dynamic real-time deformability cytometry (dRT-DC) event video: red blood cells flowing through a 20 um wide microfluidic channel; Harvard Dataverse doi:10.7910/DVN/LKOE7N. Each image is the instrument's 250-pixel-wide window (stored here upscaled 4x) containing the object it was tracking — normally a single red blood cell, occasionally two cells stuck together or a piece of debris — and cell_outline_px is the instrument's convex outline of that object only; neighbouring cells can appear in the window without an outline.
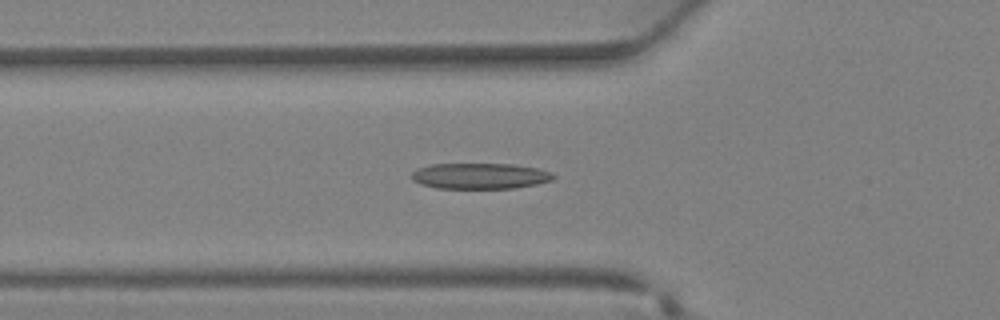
{"species": "Egyptian fruit bat (a non-hibernating species)", "species_latin": "Rousettus aegyptiacus", "temperature_condition": "warm", "stored_images_in_passage": 36, "camera_frame_rate_fps": 3000, "um_per_image_px": 0.085, "animal": {"sex": "female"}, "frame": {"image": 1, "passage_image": 11, "time_ms": 3.333, "image_size_px": [1000, 320], "cell_outline_px": [[556, 176], [552, 180], [536, 184], [516, 188], [436, 188], [420, 184], [412, 180], [412, 172], [420, 168], [432, 164], [512, 164], [540, 168], [552, 172]], "centroid_in_image_um": [40.84, 14.96], "position_along_channel_um": 85.0, "area_um2": 21.39}}
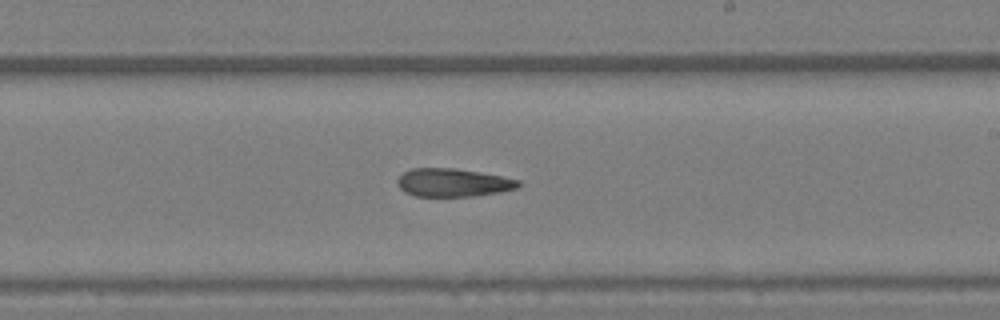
{"frame": {"image": 2, "passage_image": 20, "time_ms": 6.333, "image_size_px": [1000, 320], "cell_outline_px": [[520, 188], [500, 192], [472, 196], [416, 196], [404, 192], [396, 184], [396, 180], [404, 172], [412, 168], [456, 168], [500, 176], [520, 180]], "centroid_in_image_um": [38.5, 15.52], "position_along_channel_um": 250.5, "area_um2": 19.88}}
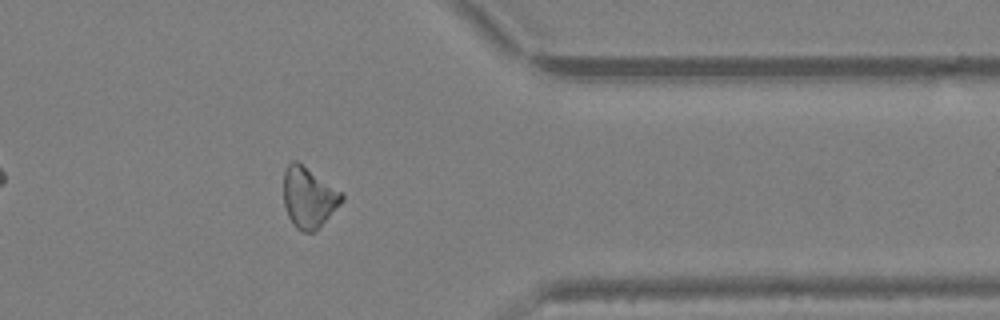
{"frame": {"image": 3, "passage_image": 28, "time_ms": 9.0, "image_size_px": [1000, 320], "cell_outline_px": [[344, 200], [320, 228], [312, 232], [304, 232], [296, 228], [292, 224], [288, 216], [284, 204], [284, 172], [288, 164], [292, 160], [296, 160], [344, 192]], "centroid_in_image_um": [26.26, 16.79], "position_along_channel_um": 385.1, "area_um2": 20.87}}